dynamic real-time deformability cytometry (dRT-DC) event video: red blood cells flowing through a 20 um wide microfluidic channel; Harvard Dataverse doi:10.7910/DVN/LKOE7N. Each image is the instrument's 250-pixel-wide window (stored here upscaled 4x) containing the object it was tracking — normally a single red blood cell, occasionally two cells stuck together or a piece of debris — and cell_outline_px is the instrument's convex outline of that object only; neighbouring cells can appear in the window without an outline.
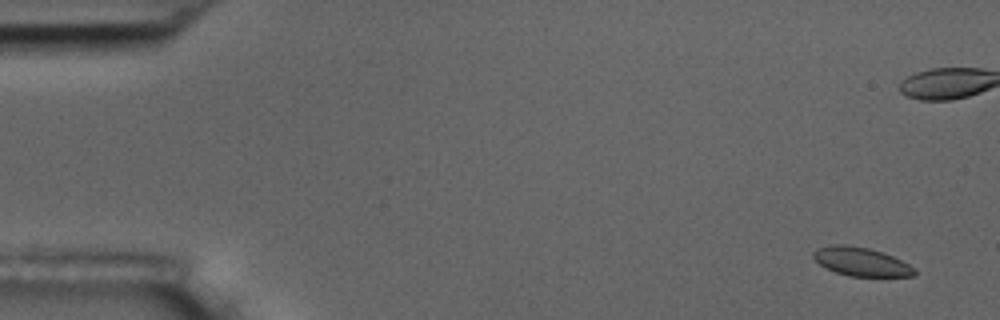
{"species": "common noctule bat (a hibernating species)", "species_latin": "Nyctalus noctula", "temperature_condition": "room temperature", "stored_images_in_passage": 8, "camera_frame_rate_fps": 3000, "um_per_image_px": 0.085, "animal": {"sex": "male", "body_mass_g": 17.5, "forearm_length_mm": 52.3}, "frame": {"image": 1, "passage_image": 2, "time_ms": 1.0, "image_size_px": [1000, 320], "cell_outline_px": [[916, 276], [848, 276], [836, 272], [820, 264], [812, 256], [812, 252], [816, 248], [832, 244], [844, 244], [868, 248], [892, 256], [916, 268]], "centroid_in_image_um": [73.18, 22.24], "position_along_channel_um": 11.8, "area_um2": 16.76}}
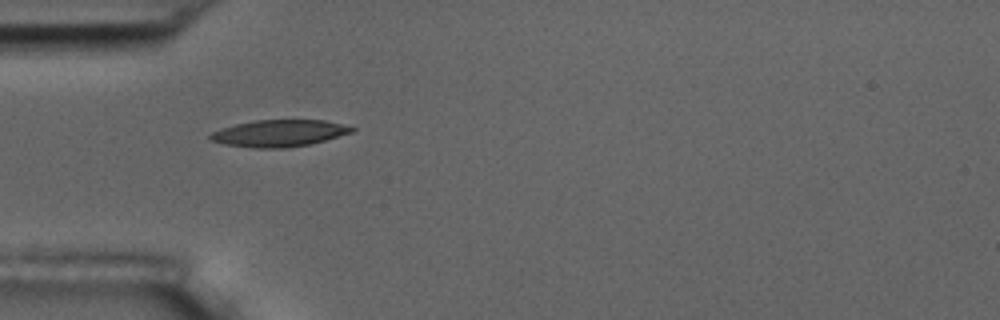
{"frame": {"image": 2, "passage_image": 7, "time_ms": 7.0, "image_size_px": [1000, 320], "cell_outline_px": [[356, 128], [352, 132], [324, 140], [308, 144], [288, 148], [252, 148], [224, 144], [208, 140], [208, 136], [212, 132], [220, 128], [236, 124], [256, 120], [324, 120]], "centroid_in_image_um": [23.65, 11.33], "position_along_channel_um": 61.3, "area_um2": 22.02}}